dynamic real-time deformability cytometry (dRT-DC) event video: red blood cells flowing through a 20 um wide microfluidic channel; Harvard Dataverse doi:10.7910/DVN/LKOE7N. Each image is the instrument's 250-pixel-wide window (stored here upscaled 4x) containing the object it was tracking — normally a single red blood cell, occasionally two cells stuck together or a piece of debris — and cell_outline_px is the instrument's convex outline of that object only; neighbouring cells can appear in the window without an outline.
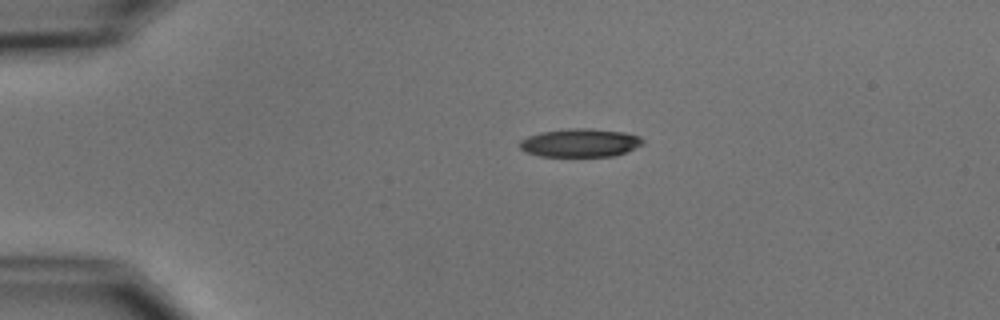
{"species": "common noctule bat (a hibernating species)", "species_latin": "Nyctalus noctula", "temperature_condition": "cold", "stored_images_in_passage": 3, "segment_of_instrument_passage": [1, 2], "camera_frame_rate_fps": 3000, "um_per_image_px": 0.085, "animal": {"sex": "male", "body_mass_g": 15.6}, "frame": {"image": 1, "passage_image": 1, "time_ms": 0.0, "image_size_px": [1000, 320], "cell_outline_px": [[644, 144], [624, 152], [612, 156], [540, 156], [528, 152], [520, 148], [520, 140], [528, 136], [540, 132], [568, 128], [588, 128], [620, 132], [636, 136], [644, 140]], "centroid_in_image_um": [49.27, 12.13], "position_along_channel_um": 35.7, "area_um2": 20.0}}